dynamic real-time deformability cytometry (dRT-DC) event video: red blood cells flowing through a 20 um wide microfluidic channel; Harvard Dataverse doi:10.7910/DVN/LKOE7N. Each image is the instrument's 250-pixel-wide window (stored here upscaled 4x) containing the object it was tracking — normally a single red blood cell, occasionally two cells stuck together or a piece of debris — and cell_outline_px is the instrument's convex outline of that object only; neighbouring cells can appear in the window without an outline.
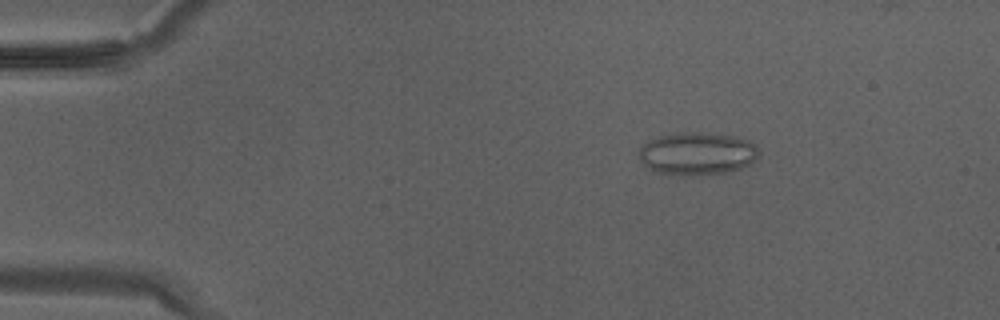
{"species": "Egyptian fruit bat (a non-hibernating species)", "species_latin": "Rousettus aegyptiacus", "temperature_condition": "warm", "stored_images_in_passage": 35, "camera_frame_rate_fps": 3000, "um_per_image_px": 0.085, "animal": {"sex": "male"}, "frame": {"image": 1, "passage_image": 6, "time_ms": 1.667, "image_size_px": [1000, 320], "cell_outline_px": [[756, 160], [752, 164], [728, 172], [696, 176], [684, 176], [656, 172], [648, 168], [640, 160], [636, 152], [648, 140], [660, 136], [680, 132], [700, 132], [732, 136], [748, 140], [756, 144]], "centroid_in_image_um": [59.22, 13.07], "position_along_channel_um": 25.8, "area_um2": 30.11}}
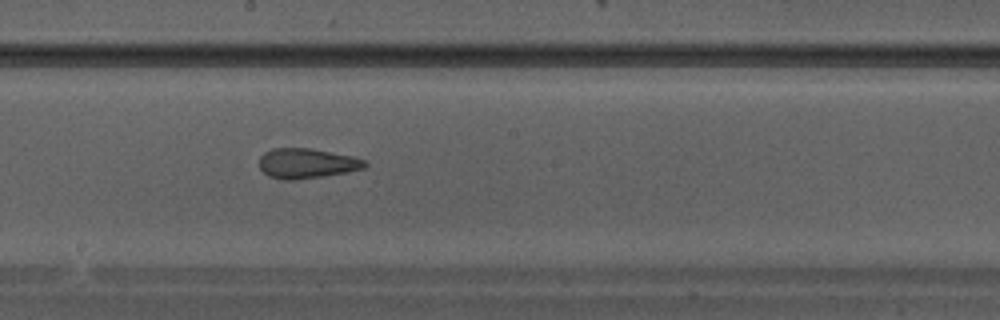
{"frame": {"image": 2, "passage_image": 20, "time_ms": 6.333, "image_size_px": [1000, 320], "cell_outline_px": [[368, 164], [364, 168], [348, 172], [324, 176], [292, 180], [284, 180], [268, 176], [260, 168], [260, 156], [264, 152], [272, 148], [308, 148], [352, 156], [364, 160]], "centroid_in_image_um": [26.06, 13.89], "position_along_channel_um": 222.1, "area_um2": 18.38}}